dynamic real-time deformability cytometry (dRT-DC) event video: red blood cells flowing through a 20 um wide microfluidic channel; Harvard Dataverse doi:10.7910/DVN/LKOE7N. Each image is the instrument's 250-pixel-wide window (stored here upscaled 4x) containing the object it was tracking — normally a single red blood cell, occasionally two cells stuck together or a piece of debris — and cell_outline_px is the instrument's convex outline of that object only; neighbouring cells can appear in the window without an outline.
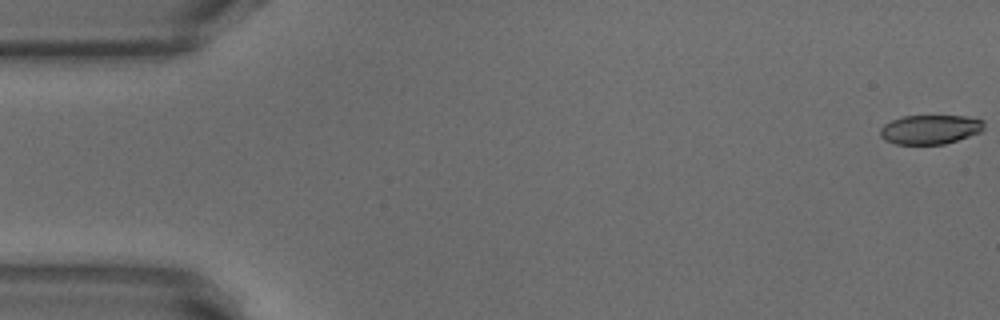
{"species": "common noctule bat (a hibernating species)", "species_latin": "Nyctalus noctula", "temperature_condition": "warm", "stored_images_in_passage": 52, "camera_frame_rate_fps": 3000, "um_per_image_px": 0.085, "animal": {"sex": "male", "body_mass_g": 18.8}, "frame": {"image": 1, "passage_image": 1, "time_ms": 0.0, "image_size_px": [1000, 320], "cell_outline_px": [[984, 128], [980, 132], [944, 144], [896, 144], [884, 140], [880, 136], [880, 128], [884, 124], [892, 120], [904, 116], [964, 116], [984, 120]], "centroid_in_image_um": [79.04, 11.0], "position_along_channel_um": 6.0, "area_um2": 17.63}}
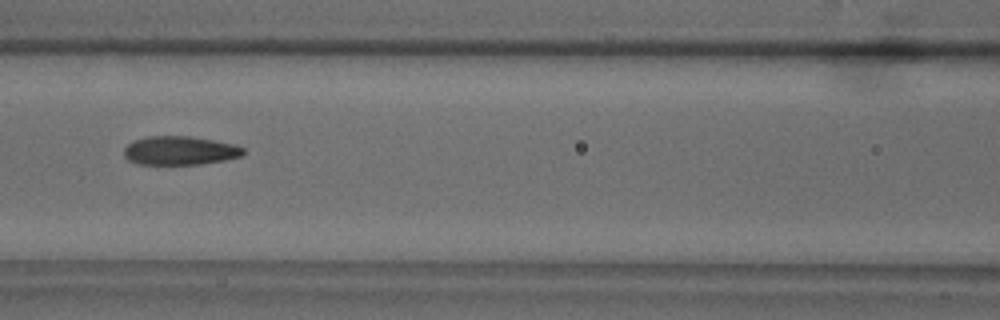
{"frame": {"image": 2, "passage_image": 23, "time_ms": 7.333, "image_size_px": [1000, 320], "cell_outline_px": [[244, 152], [240, 156], [224, 160], [200, 164], [136, 164], [128, 160], [124, 156], [124, 148], [128, 144], [136, 140], [148, 136], [188, 136], [236, 144], [244, 148]], "centroid_in_image_um": [15.27, 12.8], "position_along_channel_um": 151.3, "area_um2": 19.88}}
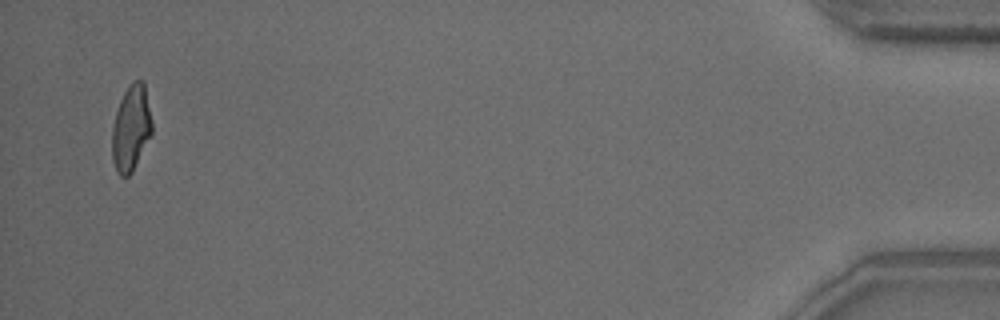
{"frame": {"image": 3, "passage_image": 51, "time_ms": 16.667, "image_size_px": [1000, 320], "cell_outline_px": [[152, 132], [132, 172], [128, 176], [120, 176], [116, 172], [112, 160], [112, 128], [116, 112], [120, 100], [124, 92], [132, 80], [144, 80], [152, 120]], "centroid_in_image_um": [11.14, 10.88], "position_along_channel_um": 424.1, "area_um2": 20.0}, "authors_computed_cell_mechanics": {"area_um2": 19.9988, "velocity_mm_per_s": 3.8635, "shape_relaxation_time_tau1_ms": 7.3454, "shape_relaxation_time_tau2_ms": 1.7646, "deformation_change_tau1": 0.2236, "deformation_change_tau2": 0.0944}}